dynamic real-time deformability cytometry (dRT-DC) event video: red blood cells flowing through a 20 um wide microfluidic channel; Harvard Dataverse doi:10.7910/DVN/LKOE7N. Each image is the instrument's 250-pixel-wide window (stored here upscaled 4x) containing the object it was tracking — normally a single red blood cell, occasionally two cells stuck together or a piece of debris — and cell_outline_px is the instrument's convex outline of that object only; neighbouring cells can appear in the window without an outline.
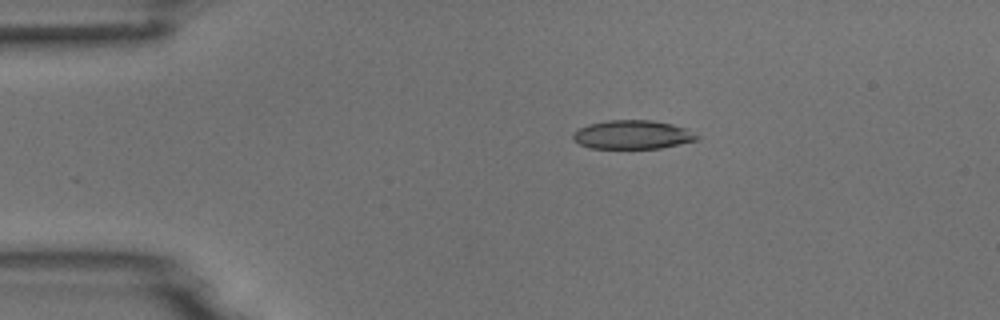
{"species": "common noctule bat (a hibernating species)", "species_latin": "Nyctalus noctula", "temperature_condition": "room temperature", "stored_images_in_passage": 2, "camera_frame_rate_fps": 3000, "um_per_image_px": 0.085, "animal": {"sex": "male", "body_mass_g": 18.8}, "frame": {"image": 1, "passage_image": 1, "time_ms": 0.0, "image_size_px": [1000, 320], "cell_outline_px": [[700, 140], [660, 148], [588, 148], [580, 144], [572, 136], [580, 128], [588, 124], [608, 120], [652, 120], [672, 124], [684, 128], [700, 136]], "centroid_in_image_um": [53.81, 11.45], "position_along_channel_um": 31.2, "area_um2": 20.63}}